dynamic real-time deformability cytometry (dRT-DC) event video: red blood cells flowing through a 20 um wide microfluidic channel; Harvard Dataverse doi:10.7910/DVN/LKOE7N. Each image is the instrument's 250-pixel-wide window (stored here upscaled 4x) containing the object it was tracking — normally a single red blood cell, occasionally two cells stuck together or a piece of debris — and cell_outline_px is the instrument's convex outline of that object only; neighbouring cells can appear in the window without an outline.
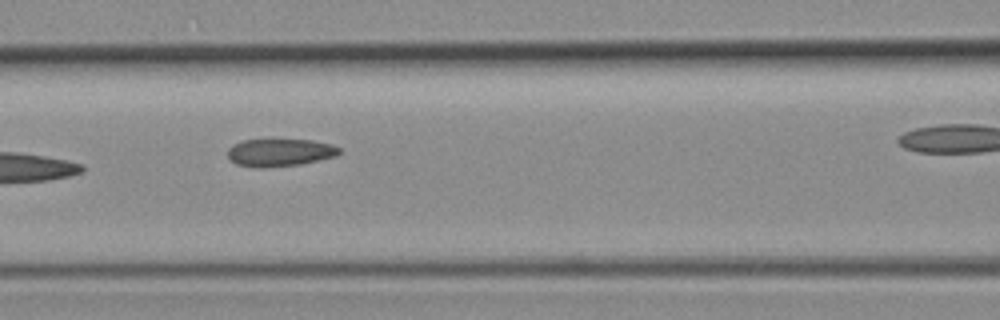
{"species": "common noctule bat (a hibernating species)", "species_latin": "Nyctalus noctula", "temperature_condition": "room temperature", "stored_images_in_passage": 6, "camera_frame_rate_fps": 3000, "um_per_image_px": 0.085, "animal": {"sex": "female", "body_mass_g": 19.3, "forearm_length_mm": 54.1}, "frame": {"image": 1, "passage_image": 4, "time_ms": 3.333, "image_size_px": [1000, 320], "cell_outline_px": [[340, 152], [336, 156], [300, 164], [260, 168], [236, 164], [228, 156], [228, 148], [232, 144], [244, 140], [312, 140], [332, 144], [340, 148]], "centroid_in_image_um": [23.78, 12.96], "position_along_channel_um": 142.8, "area_um2": 17.8}}
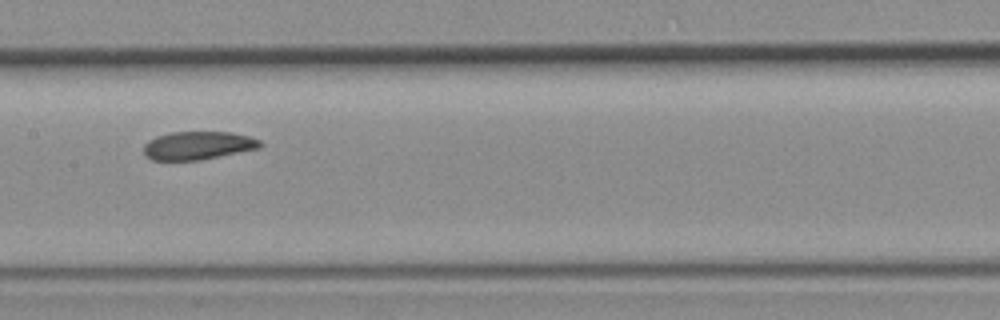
{"frame": {"image": 2, "passage_image": 6, "time_ms": 5.667, "image_size_px": [1000, 320], "cell_outline_px": [[264, 144], [260, 148], [200, 160], [152, 160], [144, 156], [144, 144], [148, 140], [156, 136], [172, 132], [232, 132], [248, 136], [260, 140]], "centroid_in_image_um": [16.82, 12.37], "position_along_channel_um": 190.6, "area_um2": 19.25}}